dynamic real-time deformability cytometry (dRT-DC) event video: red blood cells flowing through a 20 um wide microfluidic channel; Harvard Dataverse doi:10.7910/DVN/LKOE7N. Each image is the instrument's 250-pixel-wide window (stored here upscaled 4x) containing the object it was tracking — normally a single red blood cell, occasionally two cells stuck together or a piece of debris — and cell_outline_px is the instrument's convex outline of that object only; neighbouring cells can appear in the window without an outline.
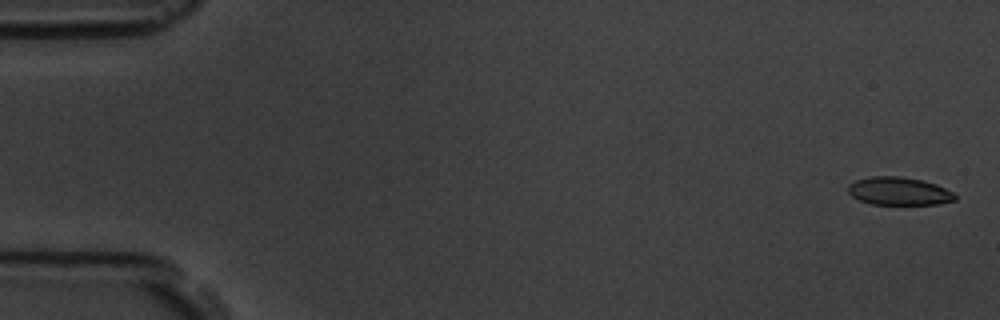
{"species": "common noctule bat (a hibernating species)", "species_latin": "Nyctalus noctula", "temperature_condition": "room temperature", "stored_images_in_passage": 6, "segment_of_instrument_passage": [2, 2], "camera_frame_rate_fps": 3000, "um_per_image_px": 0.085, "animal": {"sex": "male", "body_mass_g": 19.5, "forearm_length_mm": 54.6}, "frame": {"image": 1, "passage_image": 6, "time_ms": 6.0, "image_size_px": [1000, 320], "cell_outline_px": [[956, 200], [936, 204], [872, 204], [860, 200], [852, 196], [848, 192], [848, 184], [856, 180], [872, 176], [900, 176], [920, 180], [936, 184], [952, 192], [956, 196]], "centroid_in_image_um": [76.39, 16.24], "position_along_channel_um": 8.6, "area_um2": 17.28}}